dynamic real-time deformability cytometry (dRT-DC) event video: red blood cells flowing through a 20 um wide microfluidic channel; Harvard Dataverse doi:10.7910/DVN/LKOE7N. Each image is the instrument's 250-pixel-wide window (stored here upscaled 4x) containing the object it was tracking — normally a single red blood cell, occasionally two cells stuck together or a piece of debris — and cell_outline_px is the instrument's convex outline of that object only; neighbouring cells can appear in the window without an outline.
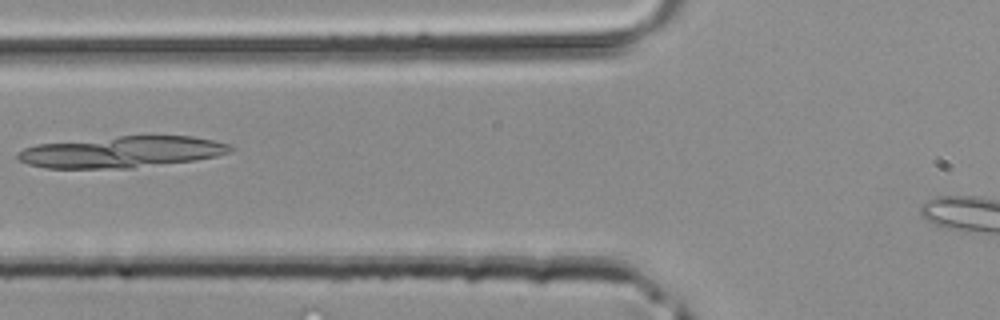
{"species": "common noctule bat (a hibernating species)", "species_latin": "Nyctalus noctula", "temperature_condition": "room temperature", "stored_images_in_passage": 39, "camera_frame_rate_fps": 3000, "um_per_image_px": 0.085, "animal": {"sex": "male", "body_mass_g": 20.4}, "frame": {"image": 1, "passage_image": 17, "time_ms": 5.333, "image_size_px": [1000, 320], "cell_outline_px": [[236, 148], [232, 152], [216, 156], [196, 160], [132, 168], [44, 168], [28, 164], [20, 160], [16, 156], [16, 152], [24, 148], [36, 144], [120, 136], [192, 136], [212, 140], [228, 144]], "centroid_in_image_um": [10.35, 12.92], "position_along_channel_um": 115.4, "area_um2": 38.9}}
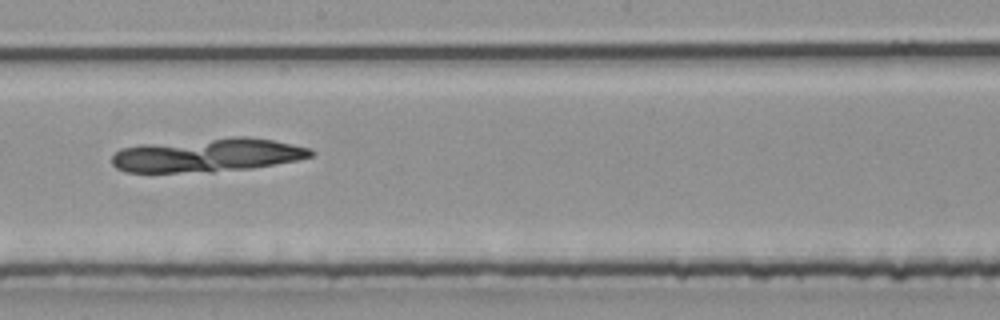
{"frame": {"image": 2, "passage_image": 24, "time_ms": 7.667, "image_size_px": [1000, 320], "cell_outline_px": [[316, 152], [312, 156], [296, 160], [252, 168], [212, 172], [124, 172], [116, 168], [112, 164], [112, 156], [120, 148], [140, 144], [232, 136], [248, 136], [272, 140], [312, 148]], "centroid_in_image_um": [17.62, 13.17], "position_along_channel_um": 230.6, "area_um2": 39.42}}
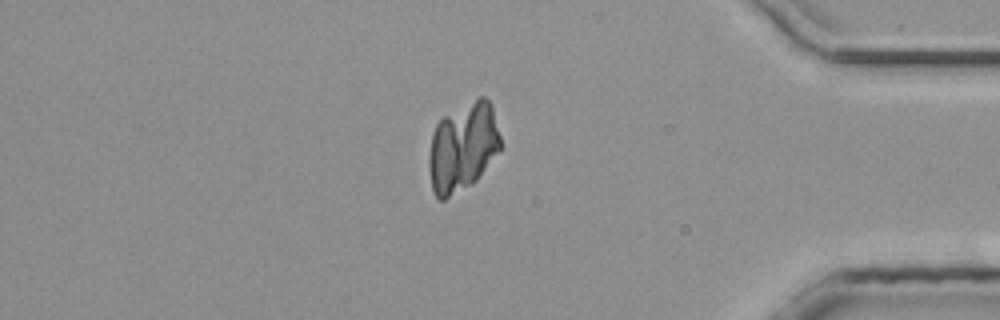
{"frame": {"image": 3, "passage_image": 36, "time_ms": 11.667, "image_size_px": [1000, 320], "cell_outline_px": [[500, 148], [476, 180], [472, 184], [444, 200], [440, 200], [432, 192], [428, 164], [428, 160], [432, 132], [436, 124], [444, 116], [480, 96], [484, 96], [492, 104], [500, 136]], "centroid_in_image_um": [39.31, 12.51], "position_along_channel_um": 395.9, "area_um2": 36.88}}